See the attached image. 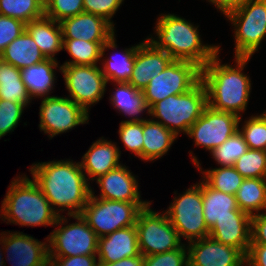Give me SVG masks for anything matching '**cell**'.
Segmentation results:
<instances>
[{
	"instance_id": "6da1fadb",
	"label": "cell",
	"mask_w": 266,
	"mask_h": 266,
	"mask_svg": "<svg viewBox=\"0 0 266 266\" xmlns=\"http://www.w3.org/2000/svg\"><path fill=\"white\" fill-rule=\"evenodd\" d=\"M32 164L28 171L53 210L59 216L66 210L67 216L81 214L90 198L91 186L79 161L63 159Z\"/></svg>"
},
{
	"instance_id": "7a4b0ae2",
	"label": "cell",
	"mask_w": 266,
	"mask_h": 266,
	"mask_svg": "<svg viewBox=\"0 0 266 266\" xmlns=\"http://www.w3.org/2000/svg\"><path fill=\"white\" fill-rule=\"evenodd\" d=\"M219 54L201 68V81L206 87L208 106L241 117L247 109L252 91L250 76L243 72L251 58L235 57L233 67L221 64Z\"/></svg>"
},
{
	"instance_id": "3957f363",
	"label": "cell",
	"mask_w": 266,
	"mask_h": 266,
	"mask_svg": "<svg viewBox=\"0 0 266 266\" xmlns=\"http://www.w3.org/2000/svg\"><path fill=\"white\" fill-rule=\"evenodd\" d=\"M198 27L179 15L160 14L155 23V37L150 34L146 40L175 60L190 61L203 68L221 47L204 44Z\"/></svg>"
},
{
	"instance_id": "277c9868",
	"label": "cell",
	"mask_w": 266,
	"mask_h": 266,
	"mask_svg": "<svg viewBox=\"0 0 266 266\" xmlns=\"http://www.w3.org/2000/svg\"><path fill=\"white\" fill-rule=\"evenodd\" d=\"M12 179L1 201V220L25 227H55L59 215L53 210L39 185L24 173Z\"/></svg>"
},
{
	"instance_id": "5b68a950",
	"label": "cell",
	"mask_w": 266,
	"mask_h": 266,
	"mask_svg": "<svg viewBox=\"0 0 266 266\" xmlns=\"http://www.w3.org/2000/svg\"><path fill=\"white\" fill-rule=\"evenodd\" d=\"M207 106L206 87L200 81L186 93L170 95L156 102L149 109V116L178 137L182 132L185 135L188 133L189 128L202 115Z\"/></svg>"
},
{
	"instance_id": "8992f818",
	"label": "cell",
	"mask_w": 266,
	"mask_h": 266,
	"mask_svg": "<svg viewBox=\"0 0 266 266\" xmlns=\"http://www.w3.org/2000/svg\"><path fill=\"white\" fill-rule=\"evenodd\" d=\"M234 27V58H251L266 37V0H248L225 16Z\"/></svg>"
},
{
	"instance_id": "52a82bcc",
	"label": "cell",
	"mask_w": 266,
	"mask_h": 266,
	"mask_svg": "<svg viewBox=\"0 0 266 266\" xmlns=\"http://www.w3.org/2000/svg\"><path fill=\"white\" fill-rule=\"evenodd\" d=\"M68 217L77 221L70 224ZM68 217L61 214L55 223L57 228L47 236L49 257L97 255L99 237L94 230L81 214Z\"/></svg>"
},
{
	"instance_id": "ba28073f",
	"label": "cell",
	"mask_w": 266,
	"mask_h": 266,
	"mask_svg": "<svg viewBox=\"0 0 266 266\" xmlns=\"http://www.w3.org/2000/svg\"><path fill=\"white\" fill-rule=\"evenodd\" d=\"M165 212L180 239L185 238L187 243L209 237L203 216L202 179L176 195Z\"/></svg>"
},
{
	"instance_id": "9c48e42d",
	"label": "cell",
	"mask_w": 266,
	"mask_h": 266,
	"mask_svg": "<svg viewBox=\"0 0 266 266\" xmlns=\"http://www.w3.org/2000/svg\"><path fill=\"white\" fill-rule=\"evenodd\" d=\"M147 204L104 200L91 194L81 216L100 238L135 225L138 213Z\"/></svg>"
},
{
	"instance_id": "30bf717a",
	"label": "cell",
	"mask_w": 266,
	"mask_h": 266,
	"mask_svg": "<svg viewBox=\"0 0 266 266\" xmlns=\"http://www.w3.org/2000/svg\"><path fill=\"white\" fill-rule=\"evenodd\" d=\"M151 202L140 210L136 230L140 253L144 256L180 248L184 243L165 211L152 210Z\"/></svg>"
},
{
	"instance_id": "8fae6325",
	"label": "cell",
	"mask_w": 266,
	"mask_h": 266,
	"mask_svg": "<svg viewBox=\"0 0 266 266\" xmlns=\"http://www.w3.org/2000/svg\"><path fill=\"white\" fill-rule=\"evenodd\" d=\"M201 81V67L197 64L173 59L142 90L144 101L149 109L158 101L170 95L186 93Z\"/></svg>"
},
{
	"instance_id": "7c38bea8",
	"label": "cell",
	"mask_w": 266,
	"mask_h": 266,
	"mask_svg": "<svg viewBox=\"0 0 266 266\" xmlns=\"http://www.w3.org/2000/svg\"><path fill=\"white\" fill-rule=\"evenodd\" d=\"M68 98L89 113L104 97L107 81L98 65H61Z\"/></svg>"
},
{
	"instance_id": "4fadbf2b",
	"label": "cell",
	"mask_w": 266,
	"mask_h": 266,
	"mask_svg": "<svg viewBox=\"0 0 266 266\" xmlns=\"http://www.w3.org/2000/svg\"><path fill=\"white\" fill-rule=\"evenodd\" d=\"M39 117V130L49 139L89 123V113L68 97L42 98Z\"/></svg>"
},
{
	"instance_id": "5bb4252c",
	"label": "cell",
	"mask_w": 266,
	"mask_h": 266,
	"mask_svg": "<svg viewBox=\"0 0 266 266\" xmlns=\"http://www.w3.org/2000/svg\"><path fill=\"white\" fill-rule=\"evenodd\" d=\"M241 121L242 116L216 111L207 106L186 135L194 139L195 146L212 152L239 130Z\"/></svg>"
},
{
	"instance_id": "9a60e30c",
	"label": "cell",
	"mask_w": 266,
	"mask_h": 266,
	"mask_svg": "<svg viewBox=\"0 0 266 266\" xmlns=\"http://www.w3.org/2000/svg\"><path fill=\"white\" fill-rule=\"evenodd\" d=\"M45 242L23 232H3V250L5 260L11 266H48V237Z\"/></svg>"
},
{
	"instance_id": "2e32d148",
	"label": "cell",
	"mask_w": 266,
	"mask_h": 266,
	"mask_svg": "<svg viewBox=\"0 0 266 266\" xmlns=\"http://www.w3.org/2000/svg\"><path fill=\"white\" fill-rule=\"evenodd\" d=\"M188 266H246V255L238 248L210 237L186 244Z\"/></svg>"
},
{
	"instance_id": "e0dca14e",
	"label": "cell",
	"mask_w": 266,
	"mask_h": 266,
	"mask_svg": "<svg viewBox=\"0 0 266 266\" xmlns=\"http://www.w3.org/2000/svg\"><path fill=\"white\" fill-rule=\"evenodd\" d=\"M132 173L128 166L126 167L123 163L108 171L95 180L100 188V194L96 195L94 188H91L92 196L104 200L149 203L150 201L140 199L142 197L139 191V183L137 177L134 176L135 174Z\"/></svg>"
},
{
	"instance_id": "ac0fdd59",
	"label": "cell",
	"mask_w": 266,
	"mask_h": 266,
	"mask_svg": "<svg viewBox=\"0 0 266 266\" xmlns=\"http://www.w3.org/2000/svg\"><path fill=\"white\" fill-rule=\"evenodd\" d=\"M59 23L63 39L107 42L116 31L103 17L87 12L66 18Z\"/></svg>"
},
{
	"instance_id": "d6986e66",
	"label": "cell",
	"mask_w": 266,
	"mask_h": 266,
	"mask_svg": "<svg viewBox=\"0 0 266 266\" xmlns=\"http://www.w3.org/2000/svg\"><path fill=\"white\" fill-rule=\"evenodd\" d=\"M209 237L238 248L247 255L251 243V215L244 211H233V217L216 220L209 229Z\"/></svg>"
},
{
	"instance_id": "ffe728a7",
	"label": "cell",
	"mask_w": 266,
	"mask_h": 266,
	"mask_svg": "<svg viewBox=\"0 0 266 266\" xmlns=\"http://www.w3.org/2000/svg\"><path fill=\"white\" fill-rule=\"evenodd\" d=\"M172 60L166 51L156 49L145 39L135 54L133 71L128 83L142 91Z\"/></svg>"
},
{
	"instance_id": "44dd1931",
	"label": "cell",
	"mask_w": 266,
	"mask_h": 266,
	"mask_svg": "<svg viewBox=\"0 0 266 266\" xmlns=\"http://www.w3.org/2000/svg\"><path fill=\"white\" fill-rule=\"evenodd\" d=\"M120 157L121 150L117 143L101 137L93 142L79 163L88 182H93L121 165Z\"/></svg>"
},
{
	"instance_id": "7402d4cb",
	"label": "cell",
	"mask_w": 266,
	"mask_h": 266,
	"mask_svg": "<svg viewBox=\"0 0 266 266\" xmlns=\"http://www.w3.org/2000/svg\"><path fill=\"white\" fill-rule=\"evenodd\" d=\"M140 254L136 225L118 229L99 238V264L114 263Z\"/></svg>"
},
{
	"instance_id": "603a6c76",
	"label": "cell",
	"mask_w": 266,
	"mask_h": 266,
	"mask_svg": "<svg viewBox=\"0 0 266 266\" xmlns=\"http://www.w3.org/2000/svg\"><path fill=\"white\" fill-rule=\"evenodd\" d=\"M116 35L114 34L107 42L102 46L101 54V72L108 82H129L132 75L133 66L135 62V54L138 47L145 41L139 42L132 47L121 49L122 52L119 54H111L110 57H104L105 51L110 49H117ZM124 50V51H123ZM120 56H118V55ZM105 58V59H104Z\"/></svg>"
},
{
	"instance_id": "cb8c5ba5",
	"label": "cell",
	"mask_w": 266,
	"mask_h": 266,
	"mask_svg": "<svg viewBox=\"0 0 266 266\" xmlns=\"http://www.w3.org/2000/svg\"><path fill=\"white\" fill-rule=\"evenodd\" d=\"M57 59L47 58L40 63L20 69L21 79L31 100L51 97L56 80V68L61 72ZM34 97V98H33Z\"/></svg>"
},
{
	"instance_id": "d4e9b609",
	"label": "cell",
	"mask_w": 266,
	"mask_h": 266,
	"mask_svg": "<svg viewBox=\"0 0 266 266\" xmlns=\"http://www.w3.org/2000/svg\"><path fill=\"white\" fill-rule=\"evenodd\" d=\"M26 30L46 58L57 59L55 55L63 50V36L60 23L43 16L27 23Z\"/></svg>"
},
{
	"instance_id": "484cf974",
	"label": "cell",
	"mask_w": 266,
	"mask_h": 266,
	"mask_svg": "<svg viewBox=\"0 0 266 266\" xmlns=\"http://www.w3.org/2000/svg\"><path fill=\"white\" fill-rule=\"evenodd\" d=\"M109 101L118 113L128 116L130 119L123 121L144 122L147 118H142V113L146 112L149 115V107L144 101V95L141 90L134 88L128 82H116ZM141 115V117H140Z\"/></svg>"
},
{
	"instance_id": "4316f807",
	"label": "cell",
	"mask_w": 266,
	"mask_h": 266,
	"mask_svg": "<svg viewBox=\"0 0 266 266\" xmlns=\"http://www.w3.org/2000/svg\"><path fill=\"white\" fill-rule=\"evenodd\" d=\"M178 137L152 118L143 122V161H155L167 154Z\"/></svg>"
},
{
	"instance_id": "83f0119b",
	"label": "cell",
	"mask_w": 266,
	"mask_h": 266,
	"mask_svg": "<svg viewBox=\"0 0 266 266\" xmlns=\"http://www.w3.org/2000/svg\"><path fill=\"white\" fill-rule=\"evenodd\" d=\"M203 216L210 229L216 220L233 217V211H242L237 205L235 195L217 191L202 179Z\"/></svg>"
},
{
	"instance_id": "f1b7e54d",
	"label": "cell",
	"mask_w": 266,
	"mask_h": 266,
	"mask_svg": "<svg viewBox=\"0 0 266 266\" xmlns=\"http://www.w3.org/2000/svg\"><path fill=\"white\" fill-rule=\"evenodd\" d=\"M0 58L18 69L32 66L47 59L26 29L4 49Z\"/></svg>"
},
{
	"instance_id": "f546056e",
	"label": "cell",
	"mask_w": 266,
	"mask_h": 266,
	"mask_svg": "<svg viewBox=\"0 0 266 266\" xmlns=\"http://www.w3.org/2000/svg\"><path fill=\"white\" fill-rule=\"evenodd\" d=\"M235 197L239 209L251 216L266 212V178H244Z\"/></svg>"
},
{
	"instance_id": "4dcf8cb0",
	"label": "cell",
	"mask_w": 266,
	"mask_h": 266,
	"mask_svg": "<svg viewBox=\"0 0 266 266\" xmlns=\"http://www.w3.org/2000/svg\"><path fill=\"white\" fill-rule=\"evenodd\" d=\"M189 153L195 167L200 170L202 179L213 189L227 194L235 195L242 184L244 177L233 166H220L218 168L202 170L201 163L197 156Z\"/></svg>"
},
{
	"instance_id": "1f68e13d",
	"label": "cell",
	"mask_w": 266,
	"mask_h": 266,
	"mask_svg": "<svg viewBox=\"0 0 266 266\" xmlns=\"http://www.w3.org/2000/svg\"><path fill=\"white\" fill-rule=\"evenodd\" d=\"M0 99L21 103L26 107L32 101L21 79L20 69L0 58Z\"/></svg>"
},
{
	"instance_id": "d6a6232c",
	"label": "cell",
	"mask_w": 266,
	"mask_h": 266,
	"mask_svg": "<svg viewBox=\"0 0 266 266\" xmlns=\"http://www.w3.org/2000/svg\"><path fill=\"white\" fill-rule=\"evenodd\" d=\"M104 43L82 39H63V50L68 52L72 60H68L62 65H97L101 61Z\"/></svg>"
},
{
	"instance_id": "836d02e7",
	"label": "cell",
	"mask_w": 266,
	"mask_h": 266,
	"mask_svg": "<svg viewBox=\"0 0 266 266\" xmlns=\"http://www.w3.org/2000/svg\"><path fill=\"white\" fill-rule=\"evenodd\" d=\"M0 15L19 19L25 24L44 16L38 0H0Z\"/></svg>"
},
{
	"instance_id": "e575fe53",
	"label": "cell",
	"mask_w": 266,
	"mask_h": 266,
	"mask_svg": "<svg viewBox=\"0 0 266 266\" xmlns=\"http://www.w3.org/2000/svg\"><path fill=\"white\" fill-rule=\"evenodd\" d=\"M242 133L238 130L222 145L210 152L213 159L220 166H233L238 158L248 151Z\"/></svg>"
},
{
	"instance_id": "d590c367",
	"label": "cell",
	"mask_w": 266,
	"mask_h": 266,
	"mask_svg": "<svg viewBox=\"0 0 266 266\" xmlns=\"http://www.w3.org/2000/svg\"><path fill=\"white\" fill-rule=\"evenodd\" d=\"M233 167L244 178H266V151L248 149Z\"/></svg>"
},
{
	"instance_id": "8d00e7d4",
	"label": "cell",
	"mask_w": 266,
	"mask_h": 266,
	"mask_svg": "<svg viewBox=\"0 0 266 266\" xmlns=\"http://www.w3.org/2000/svg\"><path fill=\"white\" fill-rule=\"evenodd\" d=\"M241 123L239 131L242 133L249 149H266V118L262 114L252 115ZM243 124V125H242Z\"/></svg>"
},
{
	"instance_id": "74e56055",
	"label": "cell",
	"mask_w": 266,
	"mask_h": 266,
	"mask_svg": "<svg viewBox=\"0 0 266 266\" xmlns=\"http://www.w3.org/2000/svg\"><path fill=\"white\" fill-rule=\"evenodd\" d=\"M118 132L124 148L143 160V122L121 121Z\"/></svg>"
},
{
	"instance_id": "f35d334b",
	"label": "cell",
	"mask_w": 266,
	"mask_h": 266,
	"mask_svg": "<svg viewBox=\"0 0 266 266\" xmlns=\"http://www.w3.org/2000/svg\"><path fill=\"white\" fill-rule=\"evenodd\" d=\"M84 12L83 0H50L44 7V16L61 22Z\"/></svg>"
},
{
	"instance_id": "ab89813d",
	"label": "cell",
	"mask_w": 266,
	"mask_h": 266,
	"mask_svg": "<svg viewBox=\"0 0 266 266\" xmlns=\"http://www.w3.org/2000/svg\"><path fill=\"white\" fill-rule=\"evenodd\" d=\"M26 108L21 103L0 99V139L15 130Z\"/></svg>"
},
{
	"instance_id": "60d3db41",
	"label": "cell",
	"mask_w": 266,
	"mask_h": 266,
	"mask_svg": "<svg viewBox=\"0 0 266 266\" xmlns=\"http://www.w3.org/2000/svg\"><path fill=\"white\" fill-rule=\"evenodd\" d=\"M144 266H188V251L184 243L176 250L144 256Z\"/></svg>"
},
{
	"instance_id": "b9f144b4",
	"label": "cell",
	"mask_w": 266,
	"mask_h": 266,
	"mask_svg": "<svg viewBox=\"0 0 266 266\" xmlns=\"http://www.w3.org/2000/svg\"><path fill=\"white\" fill-rule=\"evenodd\" d=\"M123 2L124 0H83L84 12L101 16L114 27L112 17Z\"/></svg>"
},
{
	"instance_id": "7bdbcfd3",
	"label": "cell",
	"mask_w": 266,
	"mask_h": 266,
	"mask_svg": "<svg viewBox=\"0 0 266 266\" xmlns=\"http://www.w3.org/2000/svg\"><path fill=\"white\" fill-rule=\"evenodd\" d=\"M26 29V24L16 18L0 15V54Z\"/></svg>"
},
{
	"instance_id": "ee69618b",
	"label": "cell",
	"mask_w": 266,
	"mask_h": 266,
	"mask_svg": "<svg viewBox=\"0 0 266 266\" xmlns=\"http://www.w3.org/2000/svg\"><path fill=\"white\" fill-rule=\"evenodd\" d=\"M48 266H99L97 255L49 257Z\"/></svg>"
},
{
	"instance_id": "f6af8a7d",
	"label": "cell",
	"mask_w": 266,
	"mask_h": 266,
	"mask_svg": "<svg viewBox=\"0 0 266 266\" xmlns=\"http://www.w3.org/2000/svg\"><path fill=\"white\" fill-rule=\"evenodd\" d=\"M250 244H266V212L251 216Z\"/></svg>"
},
{
	"instance_id": "bcb514c9",
	"label": "cell",
	"mask_w": 266,
	"mask_h": 266,
	"mask_svg": "<svg viewBox=\"0 0 266 266\" xmlns=\"http://www.w3.org/2000/svg\"><path fill=\"white\" fill-rule=\"evenodd\" d=\"M246 266H266V244H250Z\"/></svg>"
},
{
	"instance_id": "7dc6e473",
	"label": "cell",
	"mask_w": 266,
	"mask_h": 266,
	"mask_svg": "<svg viewBox=\"0 0 266 266\" xmlns=\"http://www.w3.org/2000/svg\"><path fill=\"white\" fill-rule=\"evenodd\" d=\"M212 5L216 6L222 14L225 16L233 12L241 3L248 0H207Z\"/></svg>"
},
{
	"instance_id": "c3c4849f",
	"label": "cell",
	"mask_w": 266,
	"mask_h": 266,
	"mask_svg": "<svg viewBox=\"0 0 266 266\" xmlns=\"http://www.w3.org/2000/svg\"><path fill=\"white\" fill-rule=\"evenodd\" d=\"M99 266H144V255L140 254L137 256L124 258L114 263L99 264Z\"/></svg>"
},
{
	"instance_id": "681fc988",
	"label": "cell",
	"mask_w": 266,
	"mask_h": 266,
	"mask_svg": "<svg viewBox=\"0 0 266 266\" xmlns=\"http://www.w3.org/2000/svg\"><path fill=\"white\" fill-rule=\"evenodd\" d=\"M0 245H1V249H0V266H6V262L4 261V257H3V231L0 233Z\"/></svg>"
},
{
	"instance_id": "f907efd6",
	"label": "cell",
	"mask_w": 266,
	"mask_h": 266,
	"mask_svg": "<svg viewBox=\"0 0 266 266\" xmlns=\"http://www.w3.org/2000/svg\"><path fill=\"white\" fill-rule=\"evenodd\" d=\"M45 7L50 0H38Z\"/></svg>"
},
{
	"instance_id": "816d5d0a",
	"label": "cell",
	"mask_w": 266,
	"mask_h": 266,
	"mask_svg": "<svg viewBox=\"0 0 266 266\" xmlns=\"http://www.w3.org/2000/svg\"><path fill=\"white\" fill-rule=\"evenodd\" d=\"M265 118H266V111H264L263 113H261ZM266 151V149H265Z\"/></svg>"
}]
</instances>
